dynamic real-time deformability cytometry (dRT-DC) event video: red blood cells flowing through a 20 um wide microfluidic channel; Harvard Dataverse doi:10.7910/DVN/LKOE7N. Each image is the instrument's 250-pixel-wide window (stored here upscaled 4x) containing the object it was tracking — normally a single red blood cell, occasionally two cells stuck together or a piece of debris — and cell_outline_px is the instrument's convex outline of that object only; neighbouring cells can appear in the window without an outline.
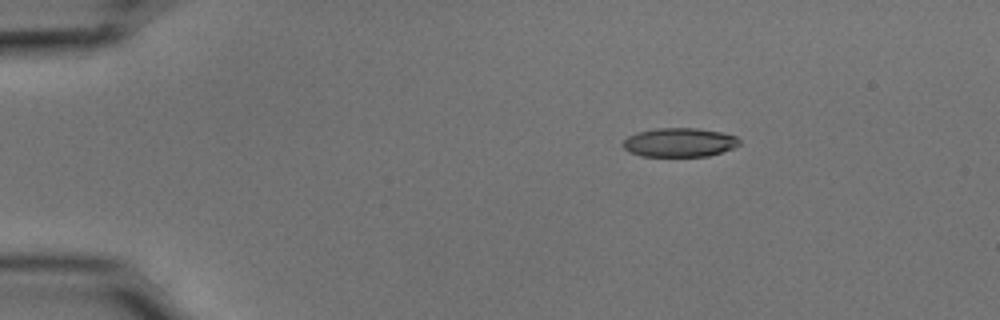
{"species": "common noctule bat (a hibernating species)", "species_latin": "Nyctalus noctula", "temperature_condition": "cold", "stored_images_in_passage": 46, "camera_frame_rate_fps": 3000, "um_per_image_px": 0.085, "animal": {"sex": "male", "body_mass_g": 15.6}, "frame": {"image": 1, "passage_image": 1, "time_ms": 0.0, "image_size_px": [1000, 320], "cell_outline_px": [[740, 144], [732, 148], [708, 156], [640, 156], [624, 148], [620, 144], [628, 136], [636, 132], [656, 128], [696, 128], [720, 132], [736, 136], [740, 140]], "centroid_in_image_um": [57.72, 12.1], "position_along_channel_um": 27.3, "area_um2": 19.59}}
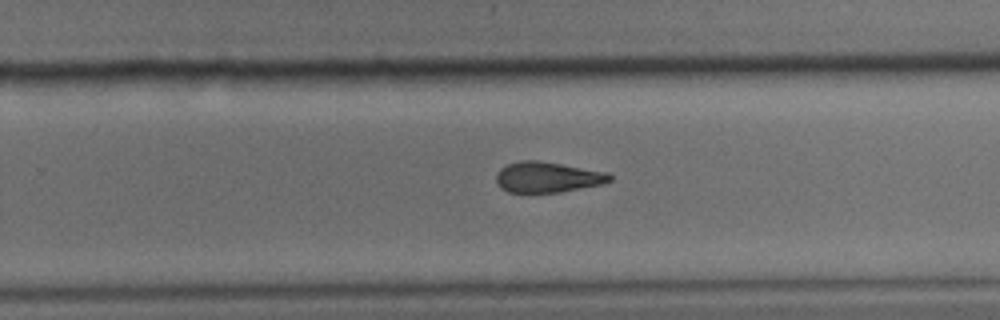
{"frame": {"image": 2, "passage_image": 27, "time_ms": 8.667, "image_size_px": [1000, 320], "cell_outline_px": [[612, 180], [600, 184], [560, 192], [508, 192], [500, 188], [496, 180], [496, 172], [500, 168], [508, 164], [520, 160], [536, 160], [608, 172], [612, 176]], "centroid_in_image_um": [46.5, 15.05], "position_along_channel_um": 283.3, "area_um2": 20.11}}
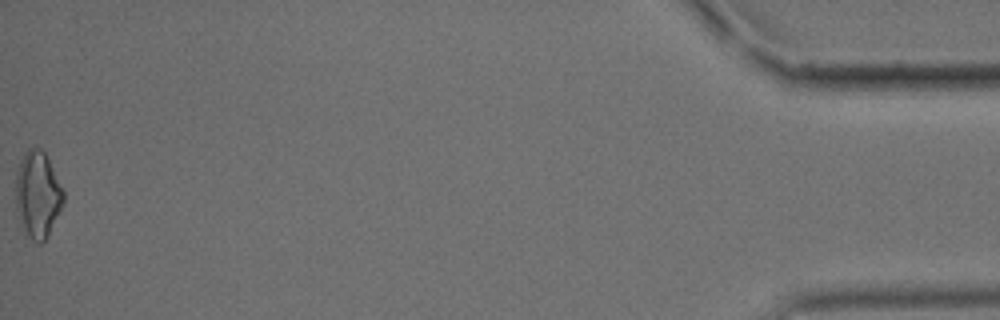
{"frame": {"image": 3, "passage_image": 46, "time_ms": 15.0, "image_size_px": [1000, 320], "cell_outline_px": [[64, 200], [48, 236], [40, 244], [36, 244], [28, 236], [24, 228], [16, 208], [16, 172], [20, 160], [24, 152], [32, 144], [40, 148], [44, 152], [64, 192]], "centroid_in_image_um": [3.19, 16.5], "position_along_channel_um": 432.0, "area_um2": 23.81}, "authors_computed_cell_mechanics": {"area_um2": 21.1259, "velocity_mm_per_s": 3.7646, "shape_relaxation_time_tau1_ms": 6.2975, "shape_relaxation_time_tau2_ms": 4.1981, "deformation_change_tau1": 0.1795, "deformation_change_tau2": 0.1355}}